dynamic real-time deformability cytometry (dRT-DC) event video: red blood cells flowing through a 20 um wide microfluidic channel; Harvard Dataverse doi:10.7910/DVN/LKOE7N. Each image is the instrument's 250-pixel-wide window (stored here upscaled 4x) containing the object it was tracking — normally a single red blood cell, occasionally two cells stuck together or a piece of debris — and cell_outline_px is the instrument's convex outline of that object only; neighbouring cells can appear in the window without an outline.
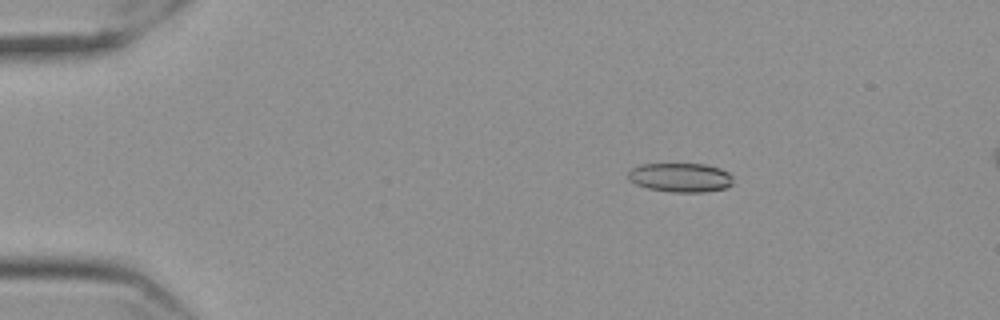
{"species": "Egyptian fruit bat (a non-hibernating species)", "species_latin": "Rousettus aegyptiacus", "temperature_condition": "cold", "stored_images_in_passage": 58, "camera_frame_rate_fps": 3000, "um_per_image_px": 0.085, "frame": {"image": 1, "passage_image": 11, "time_ms": 3.333, "image_size_px": [1000, 320], "cell_outline_px": [[732, 184], [724, 188], [704, 192], [668, 192], [648, 188], [636, 184], [628, 180], [628, 172], [632, 168], [640, 164], [704, 164], [720, 168], [728, 172], [732, 176]], "centroid_in_image_um": [57.82, 15.09], "position_along_channel_um": 27.2, "area_um2": 17.86}}
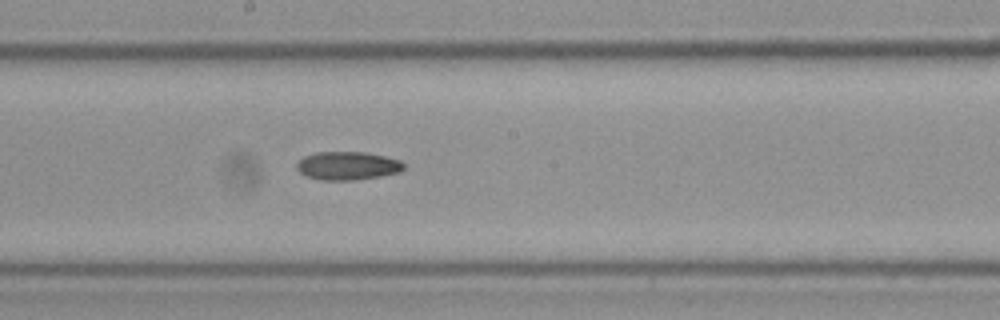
{"frame": {"image": 2, "passage_image": 33, "time_ms": 10.667, "image_size_px": [1000, 320], "cell_outline_px": [[404, 168], [400, 172], [380, 176], [356, 180], [320, 180], [304, 176], [296, 168], [296, 164], [304, 156], [316, 152], [364, 152], [384, 156], [400, 160], [404, 164]], "centroid_in_image_um": [29.52, 14.09], "position_along_channel_um": 218.7, "area_um2": 17.74}}
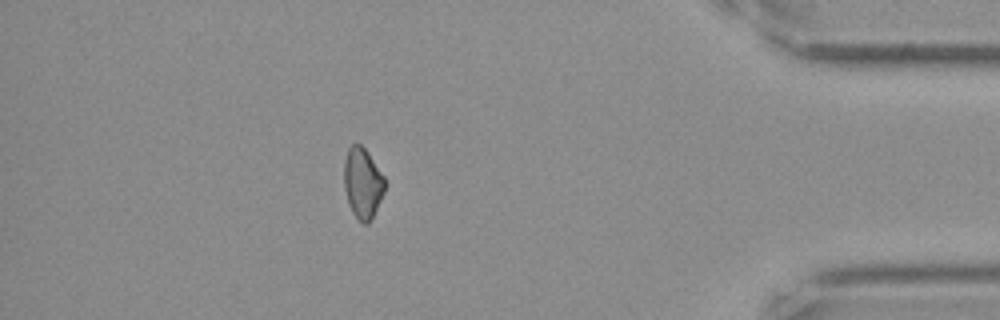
{"frame": {"image": 3, "passage_image": 52, "time_ms": 17.0, "image_size_px": [1000, 320], "cell_outline_px": [[384, 192], [368, 224], [364, 224], [352, 212], [348, 204], [344, 188], [344, 160], [348, 148], [352, 144], [360, 144], [368, 152], [384, 176]], "centroid_in_image_um": [30.8, 15.53], "position_along_channel_um": 404.4, "area_um2": 16.59}, "authors_computed_cell_mechanics": {"area_um2": 17.629, "velocity_mm_per_s": 3.5687, "shape_relaxation_time_tau1_ms": null, "shape_relaxation_time_tau2_ms": 6.3285, "deformation_change_tau1": null, "deformation_change_tau2": 0.1307}}